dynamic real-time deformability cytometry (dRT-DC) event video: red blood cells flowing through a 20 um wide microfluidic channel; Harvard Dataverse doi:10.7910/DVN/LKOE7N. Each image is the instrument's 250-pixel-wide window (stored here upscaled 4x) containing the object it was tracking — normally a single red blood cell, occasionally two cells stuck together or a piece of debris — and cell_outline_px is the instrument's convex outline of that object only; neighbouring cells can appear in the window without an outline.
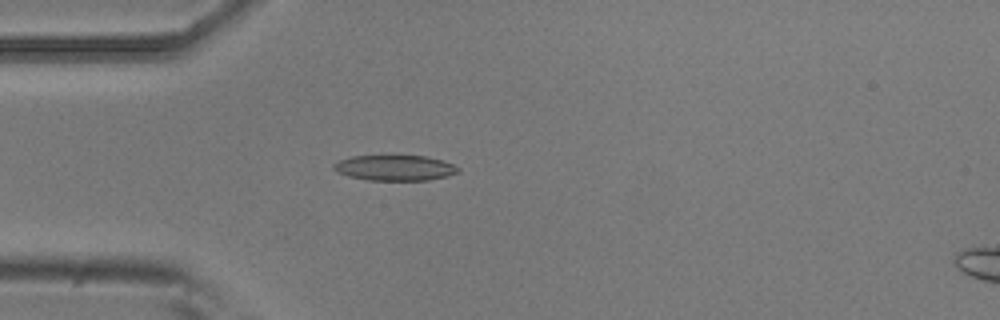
{"species": "common noctule bat (a hibernating species)", "species_latin": "Nyctalus noctula", "temperature_condition": "room temperature", "stored_images_in_passage": 6, "camera_frame_rate_fps": 3000, "um_per_image_px": 0.085, "animal": {"sex": "male", "body_mass_g": 20.5, "forearm_length_mm": 52.5}, "frame": {"image": 1, "passage_image": 5, "time_ms": 1.333, "image_size_px": [1000, 320], "cell_outline_px": [[460, 172], [448, 176], [428, 180], [368, 180], [348, 176], [336, 172], [332, 168], [332, 164], [340, 160], [352, 156], [424, 156], [444, 160], [460, 168]], "centroid_in_image_um": [33.57, 14.27], "position_along_channel_um": 51.4, "area_um2": 18.55}}